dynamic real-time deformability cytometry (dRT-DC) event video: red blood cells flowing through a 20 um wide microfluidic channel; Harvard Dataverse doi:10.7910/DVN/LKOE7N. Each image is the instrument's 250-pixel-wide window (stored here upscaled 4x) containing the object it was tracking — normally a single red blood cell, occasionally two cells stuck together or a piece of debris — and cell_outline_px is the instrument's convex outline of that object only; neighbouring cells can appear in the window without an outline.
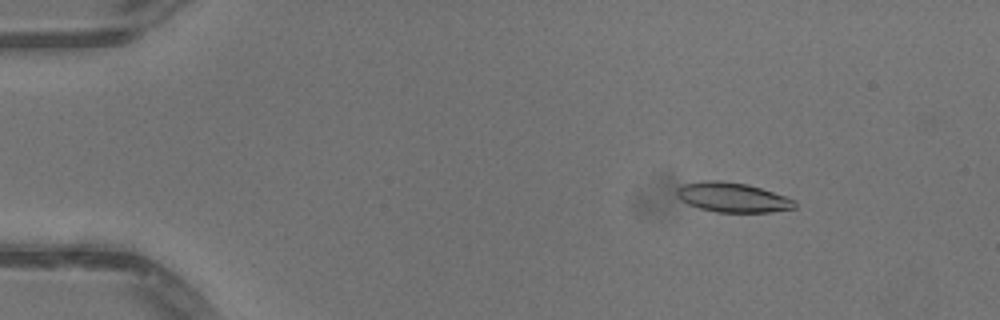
{"species": "common noctule bat (a hibernating species)", "species_latin": "Nyctalus noctula", "temperature_condition": "warm", "stored_images_in_passage": 52, "camera_frame_rate_fps": 3000, "um_per_image_px": 0.085, "animal": {"sex": "male", "body_mass_g": 13.3}, "frame": {"image": 1, "passage_image": 8, "time_ms": 2.333, "image_size_px": [1000, 320], "cell_outline_px": [[796, 208], [772, 212], [716, 212], [700, 208], [688, 204], [680, 200], [676, 196], [676, 188], [680, 184], [704, 180], [720, 180], [748, 184], [796, 200]], "centroid_in_image_um": [62.22, 16.77], "position_along_channel_um": 22.8, "area_um2": 20.58}}
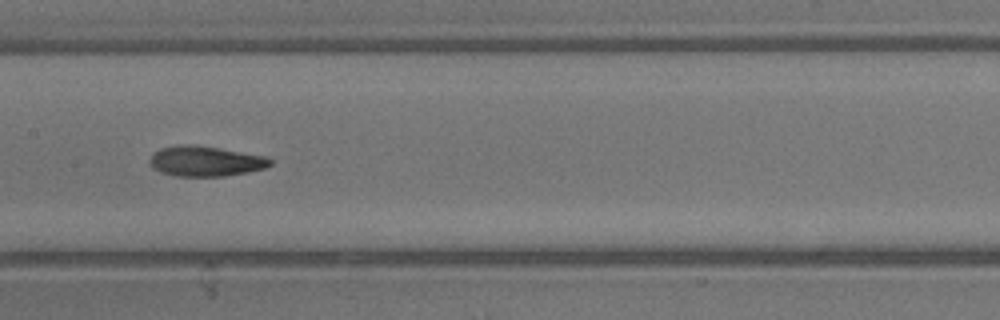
{"frame": {"image": 2, "passage_image": 27, "time_ms": 8.667, "image_size_px": [1000, 320], "cell_outline_px": [[272, 164], [264, 168], [248, 172], [224, 176], [176, 176], [160, 172], [152, 168], [148, 160], [152, 152], [160, 148], [184, 144], [192, 144], [268, 156], [272, 160]], "centroid_in_image_um": [17.44, 13.7], "position_along_channel_um": 190.0, "area_um2": 21.39}}
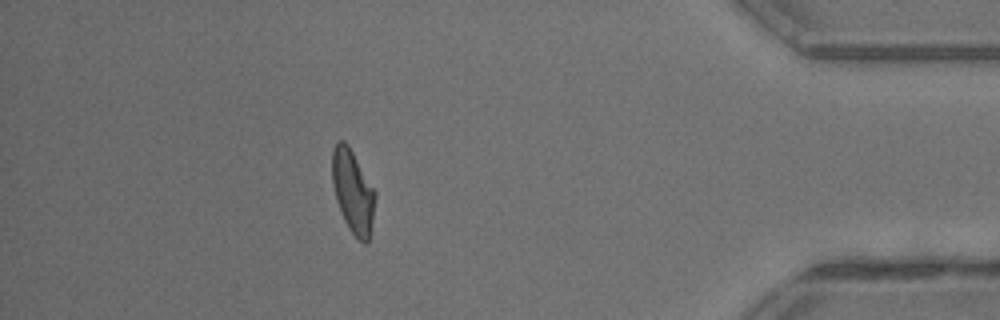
{"frame": {"image": 3, "passage_image": 46, "time_ms": 15.0, "image_size_px": [1000, 320], "cell_outline_px": [[376, 196], [372, 220], [368, 240], [364, 244], [348, 228], [344, 220], [336, 200], [332, 180], [332, 148], [336, 140], [344, 140], [348, 144], [376, 192]], "centroid_in_image_um": [29.97, 16.22], "position_along_channel_um": 405.2, "area_um2": 20.69}, "authors_computed_cell_mechanics": {"area_um2": 20.7791, "velocity_mm_per_s": 4.1217, "shape_relaxation_time_tau1_ms": 6.9177, "shape_relaxation_time_tau2_ms": 2.6869, "deformation_change_tau1": 0.2054, "deformation_change_tau2": 0.1103}}